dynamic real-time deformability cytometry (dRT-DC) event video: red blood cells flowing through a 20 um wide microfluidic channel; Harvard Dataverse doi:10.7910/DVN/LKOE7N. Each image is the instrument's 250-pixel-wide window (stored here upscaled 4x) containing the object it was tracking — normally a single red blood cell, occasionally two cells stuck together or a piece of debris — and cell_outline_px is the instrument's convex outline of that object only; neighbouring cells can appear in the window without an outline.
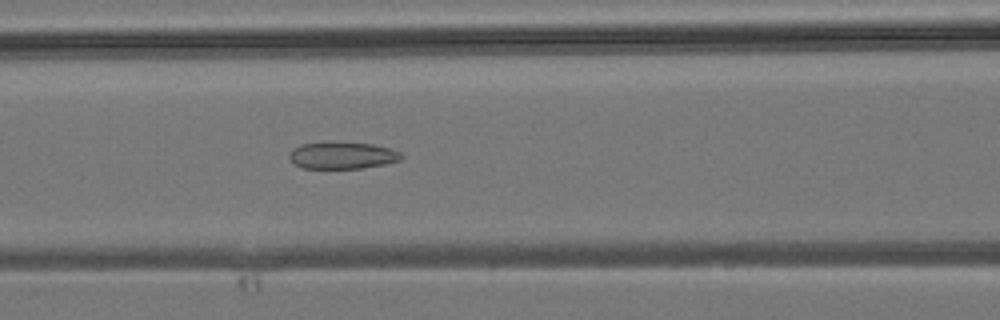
{"species": "common noctule bat (a hibernating species)", "species_latin": "Nyctalus noctula", "temperature_condition": "room temperature", "stored_images_in_passage": 41, "camera_frame_rate_fps": 3000, "um_per_image_px": 0.085, "animal": {"sex": "male", "body_mass_g": 19.2, "forearm_length_mm": 51.8}, "frame": {"image": 1, "passage_image": 17, "time_ms": 5.333, "image_size_px": [1000, 320], "cell_outline_px": [[404, 156], [400, 160], [384, 164], [360, 168], [304, 168], [296, 164], [288, 156], [292, 148], [300, 144], [372, 144], [388, 148], [400, 152]], "centroid_in_image_um": [29.11, 13.24], "position_along_channel_um": 137.5, "area_um2": 16.82}}
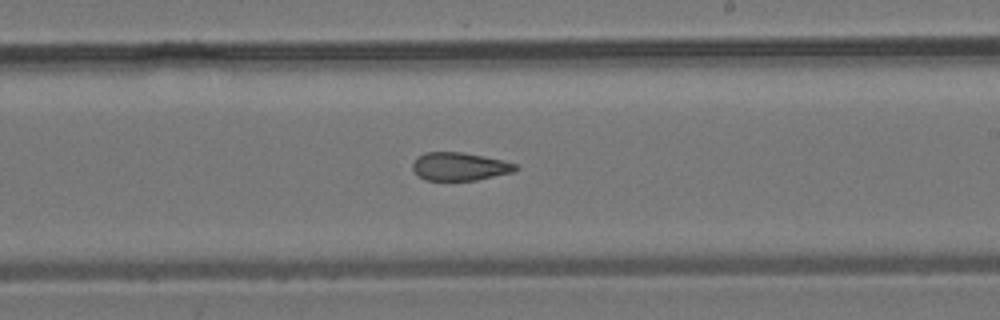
{"frame": {"image": 2, "passage_image": 24, "time_ms": 7.667, "image_size_px": [1000, 320], "cell_outline_px": [[520, 168], [512, 172], [476, 180], [424, 180], [412, 168], [412, 164], [416, 156], [424, 152], [464, 152], [504, 160], [516, 164]], "centroid_in_image_um": [39.06, 14.14], "position_along_channel_um": 249.9, "area_um2": 16.94}}
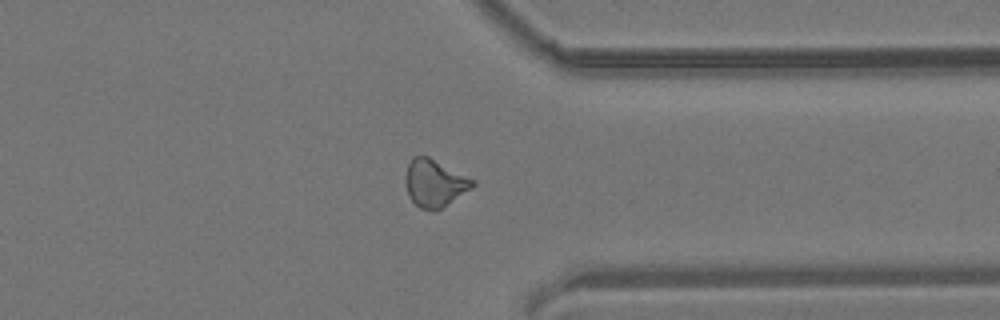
{"frame": {"image": 3, "passage_image": 32, "time_ms": 10.333, "image_size_px": [1000, 320], "cell_outline_px": [[476, 184], [472, 188], [440, 208], [432, 212], [420, 208], [408, 196], [404, 180], [404, 176], [408, 164], [412, 156], [428, 156], [476, 180]], "centroid_in_image_um": [36.92, 15.55], "position_along_channel_um": 374.5, "area_um2": 18.61}}